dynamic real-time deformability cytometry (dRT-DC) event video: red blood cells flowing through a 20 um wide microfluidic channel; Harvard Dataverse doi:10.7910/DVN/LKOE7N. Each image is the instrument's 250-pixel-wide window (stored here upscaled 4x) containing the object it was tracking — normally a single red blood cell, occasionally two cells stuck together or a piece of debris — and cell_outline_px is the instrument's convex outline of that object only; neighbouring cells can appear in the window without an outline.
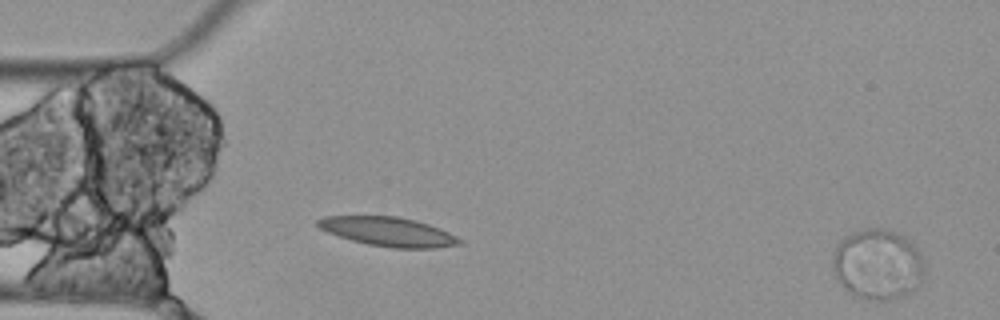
{"species": "Egyptian fruit bat (a non-hibernating species)", "species_latin": "Rousettus aegyptiacus", "temperature_condition": "cold", "stored_images_in_passage": 2, "camera_frame_rate_fps": 3000, "um_per_image_px": 0.085, "animal": {"sex": "female"}, "frame": {"image": 1, "passage_image": 2, "time_ms": 0.333, "image_size_px": [1000, 320], "cell_outline_px": [[924, 272], [920, 284], [912, 292], [904, 296], [888, 300], [872, 300], [848, 292], [836, 280], [832, 268], [832, 256], [836, 244], [844, 236], [852, 232], [864, 228], [880, 228], [896, 232], [904, 236], [916, 248], [924, 264]], "centroid_in_image_um": [74.57, 22.47], "position_along_channel_um": 10.4, "area_um2": 38.03}}